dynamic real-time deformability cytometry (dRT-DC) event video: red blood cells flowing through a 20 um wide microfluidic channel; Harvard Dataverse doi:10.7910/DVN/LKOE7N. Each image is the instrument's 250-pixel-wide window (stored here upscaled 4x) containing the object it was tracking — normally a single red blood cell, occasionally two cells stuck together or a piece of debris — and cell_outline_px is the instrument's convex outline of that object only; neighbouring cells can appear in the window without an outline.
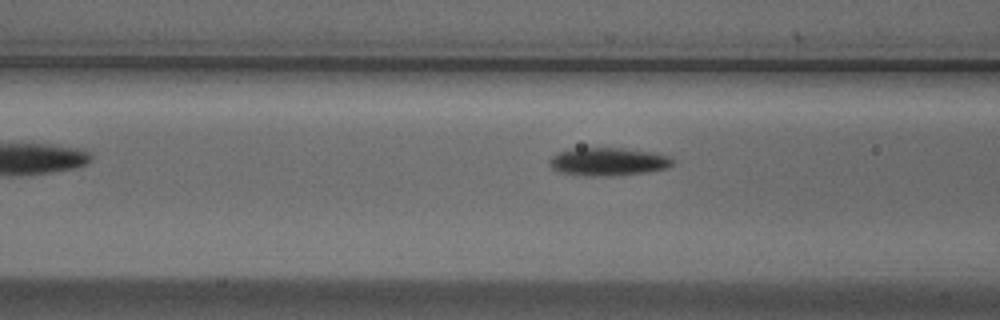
{"species": "Egyptian fruit bat (a non-hibernating species)", "species_latin": "Rousettus aegyptiacus", "temperature_condition": "cold", "stored_images_in_passage": 7, "camera_frame_rate_fps": 3000, "um_per_image_px": 0.085, "animal": {"sex": "male"}, "frame": {"image": 1, "passage_image": 6, "time_ms": 1.667, "image_size_px": [1000, 320], "cell_outline_px": [[672, 164], [668, 168], [648, 172], [612, 176], [588, 176], [560, 172], [552, 168], [548, 164], [548, 160], [556, 152], [580, 148], [624, 148], [652, 152], [668, 156], [672, 160]], "centroid_in_image_um": [51.67, 13.74], "position_along_channel_um": 114.9, "area_um2": 20.17}}
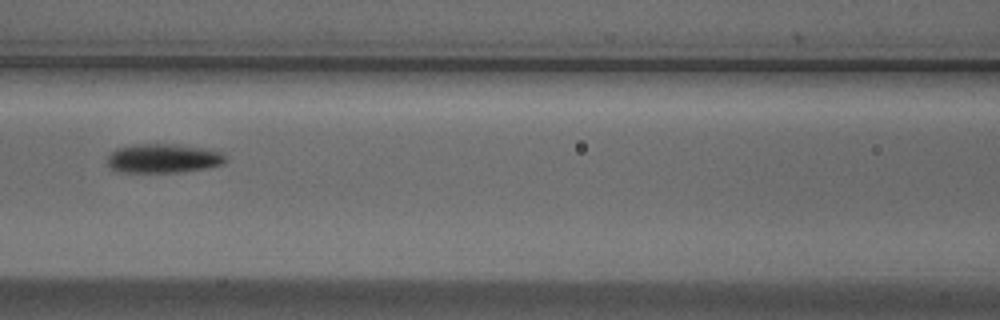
{"frame": {"image": 2, "passage_image": 7, "time_ms": 2.0, "image_size_px": [1000, 320], "cell_outline_px": [[224, 164], [204, 168], [180, 172], [116, 172], [108, 164], [108, 156], [116, 148], [132, 144], [180, 144], [220, 152], [224, 156]], "centroid_in_image_um": [13.82, 13.46], "position_along_channel_um": 152.8, "area_um2": 19.88}}